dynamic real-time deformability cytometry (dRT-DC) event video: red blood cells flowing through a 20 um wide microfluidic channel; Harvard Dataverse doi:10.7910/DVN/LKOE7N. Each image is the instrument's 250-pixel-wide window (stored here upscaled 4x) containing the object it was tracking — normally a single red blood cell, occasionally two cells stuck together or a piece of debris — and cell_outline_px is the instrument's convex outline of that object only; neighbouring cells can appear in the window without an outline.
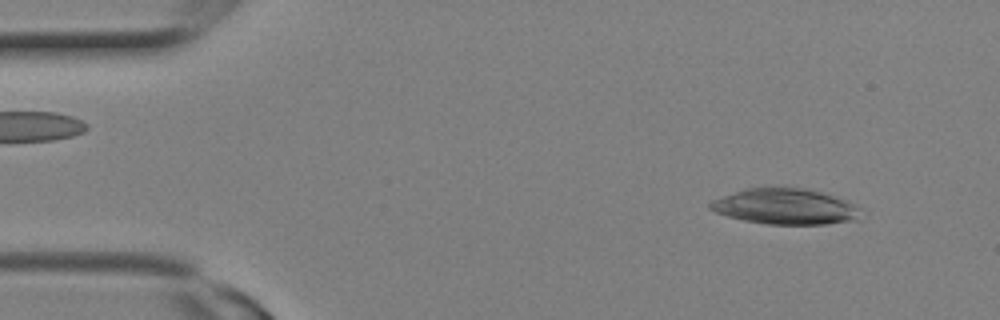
{"species": "Egyptian fruit bat (a non-hibernating species)", "species_latin": "Rousettus aegyptiacus", "temperature_condition": "room temperature", "stored_images_in_passage": 8, "camera_frame_rate_fps": 3000, "um_per_image_px": 0.085, "animal": {"sex": "female"}, "frame": {"image": 1, "passage_image": 3, "time_ms": 0.667, "image_size_px": [1000, 320], "cell_outline_px": [[844, 216], [840, 220], [812, 224], [780, 224], [752, 220], [736, 216], [724, 212], [776, 192], [808, 192], [824, 196], [840, 204]], "centroid_in_image_um": [67.21, 17.77], "position_along_channel_um": 17.8, "area_um2": 19.77}}
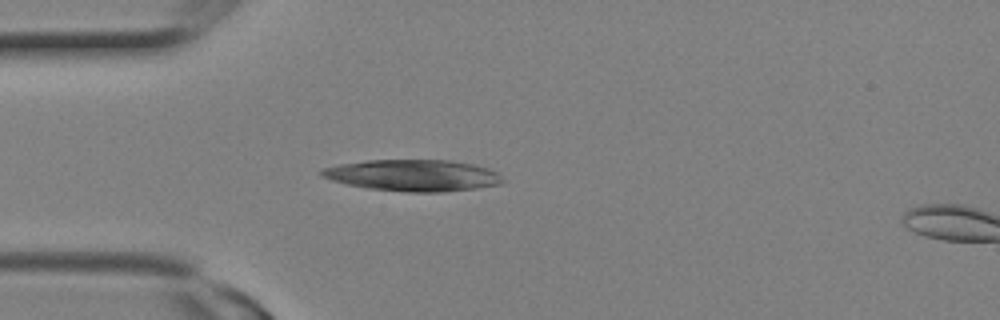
{"frame": {"image": 2, "passage_image": 7, "time_ms": 2.0, "image_size_px": [1000, 320], "cell_outline_px": [[484, 184], [460, 188], [380, 188], [356, 184], [332, 176], [324, 172], [356, 164], [380, 160], [428, 160], [460, 164], [476, 168]], "centroid_in_image_um": [34.8, 14.83], "position_along_channel_um": 50.2, "area_um2": 25.2}}